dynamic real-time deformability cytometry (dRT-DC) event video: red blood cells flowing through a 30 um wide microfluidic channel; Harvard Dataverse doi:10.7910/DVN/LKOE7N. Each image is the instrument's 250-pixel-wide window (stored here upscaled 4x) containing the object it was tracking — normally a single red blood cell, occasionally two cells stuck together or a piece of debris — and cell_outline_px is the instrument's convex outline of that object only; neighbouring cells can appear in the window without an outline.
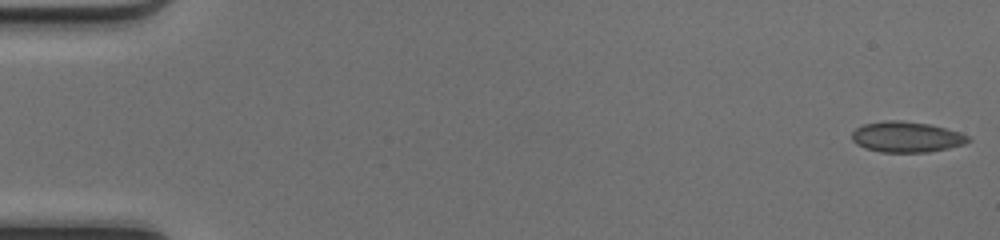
{"species": "common noctule bat (a hibernating species)", "species_latin": "Nyctalus noctula", "temperature_condition": "cold", "stored_images_in_passage": 49, "camera_frame_rate_fps": 3000, "um_per_image_px": 0.085, "animal": {"sex": "female", "body_mass_g": 17.0, "forearm_length_mm": 48.0}, "frame": {"image": 1, "passage_image": 1, "time_ms": 0.0, "image_size_px": [1000, 240], "cell_outline_px": [[972, 140], [964, 144], [948, 148], [928, 152], [880, 152], [856, 144], [852, 140], [852, 132], [856, 128], [864, 124], [888, 120], [896, 120], [928, 124], [944, 128], [968, 136]], "centroid_in_image_um": [77.03, 11.65], "position_along_channel_um": 8.0, "area_um2": 20.46}}
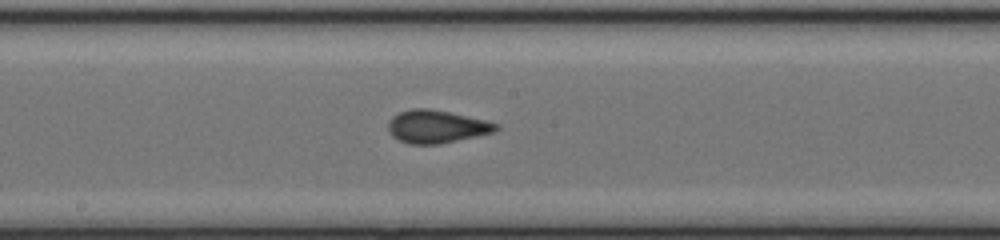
{"frame": {"image": 2, "passage_image": 27, "time_ms": 8.667, "image_size_px": [1000, 240], "cell_outline_px": [[500, 128], [496, 132], [440, 144], [408, 144], [392, 136], [388, 128], [388, 120], [392, 116], [400, 112], [412, 108], [428, 108], [448, 112], [484, 120], [500, 124]], "centroid_in_image_um": [37.11, 10.76], "position_along_channel_um": 211.1, "area_um2": 20.69}}
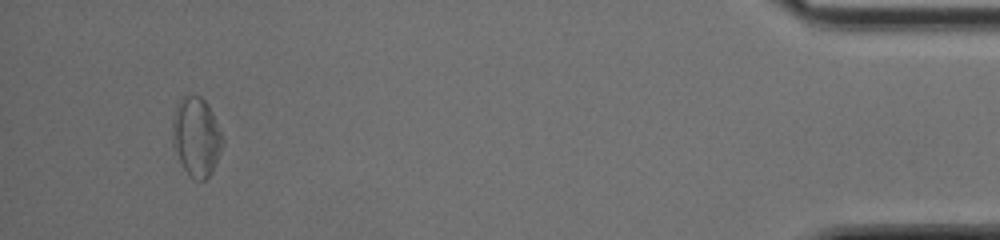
{"frame": {"image": 3, "passage_image": 47, "time_ms": 15.333, "image_size_px": [1000, 240], "cell_outline_px": [[224, 144], [212, 172], [204, 180], [196, 180], [188, 176], [172, 144], [172, 124], [176, 104], [184, 96], [200, 96], [208, 104], [212, 112], [224, 140]], "centroid_in_image_um": [16.69, 11.64], "position_along_channel_um": 418.5, "area_um2": 23.06}, "authors_computed_cell_mechanics": {"area_um2": 19.941, "velocity_mm_per_s": 4.2041, "shape_relaxation_time_tau1_ms": 3.9916, "shape_relaxation_time_tau2_ms": 1.9891, "deformation_change_tau1": 0.1098, "deformation_change_tau2": 0.0556}}